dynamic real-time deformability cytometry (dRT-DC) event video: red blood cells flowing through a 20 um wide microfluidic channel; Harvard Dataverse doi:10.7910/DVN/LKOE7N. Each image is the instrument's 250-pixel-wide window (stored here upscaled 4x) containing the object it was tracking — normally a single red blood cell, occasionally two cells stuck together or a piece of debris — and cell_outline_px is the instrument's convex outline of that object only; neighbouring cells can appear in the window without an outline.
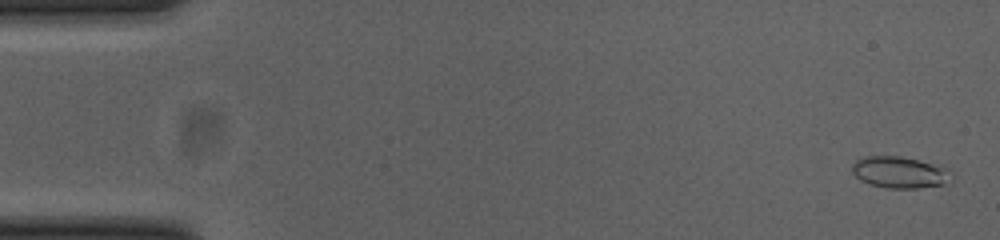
{"species": "common noctule bat (a hibernating species)", "species_latin": "Nyctalus noctula", "temperature_condition": "cold", "stored_images_in_passage": 53, "camera_frame_rate_fps": 3000, "um_per_image_px": 0.085, "animal": {"sex": "female", "body_mass_g": 23.0, "forearm_length_mm": 53.4}, "frame": {"image": 1, "passage_image": 2, "time_ms": 0.333, "image_size_px": [1000, 240], "cell_outline_px": [[956, 176], [952, 184], [916, 188], [888, 188], [872, 184], [860, 180], [852, 172], [852, 164], [856, 160], [864, 156], [900, 156], [920, 160], [944, 168]], "centroid_in_image_um": [76.54, 14.66], "position_along_channel_um": 8.5, "area_um2": 18.5}}
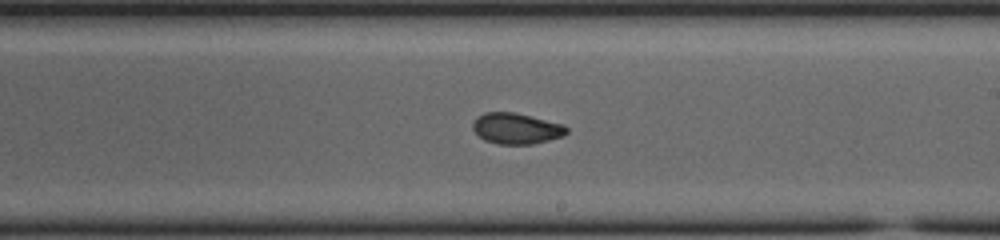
{"frame": {"image": 2, "passage_image": 31, "time_ms": 10.0, "image_size_px": [1000, 240], "cell_outline_px": [[568, 132], [564, 136], [532, 144], [500, 144], [484, 140], [472, 128], [472, 124], [476, 116], [484, 112], [512, 112], [564, 124], [568, 128]], "centroid_in_image_um": [43.88, 10.92], "position_along_channel_um": 245.1, "area_um2": 16.88}}
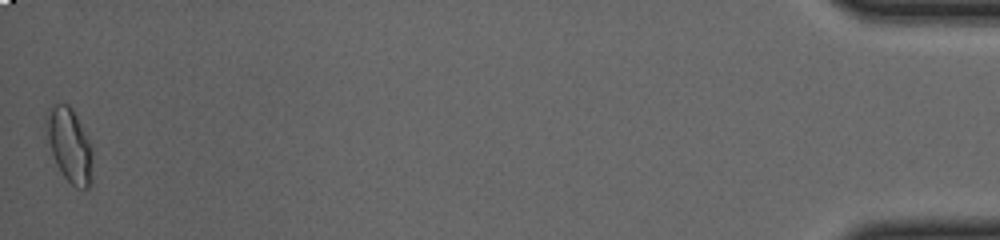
{"frame": {"image": 3, "passage_image": 53, "time_ms": 17.333, "image_size_px": [1000, 240], "cell_outline_px": [[92, 184], [88, 188], [76, 188], [60, 172], [56, 164], [48, 140], [44, 116], [48, 108], [52, 104], [68, 104], [72, 108], [88, 140], [92, 152]], "centroid_in_image_um": [5.89, 12.34], "position_along_channel_um": 429.3, "area_um2": 19.88}, "authors_computed_cell_mechanics": {"area_um2": 17.051, "velocity_mm_per_s": 3.8452, "shape_relaxation_time_tau1_ms": 3.2685, "shape_relaxation_time_tau2_ms": 1.5268, "deformation_change_tau1": 0.1298, "deformation_change_tau2": 0.059}}